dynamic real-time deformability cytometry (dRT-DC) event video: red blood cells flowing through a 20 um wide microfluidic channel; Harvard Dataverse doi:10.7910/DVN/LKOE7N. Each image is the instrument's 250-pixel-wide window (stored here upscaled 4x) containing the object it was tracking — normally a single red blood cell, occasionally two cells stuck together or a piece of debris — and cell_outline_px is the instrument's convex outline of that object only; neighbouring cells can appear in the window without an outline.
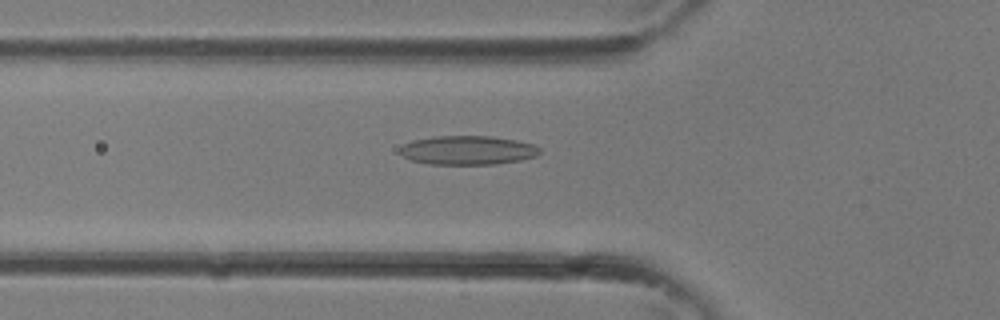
{"species": "common noctule bat (a hibernating species)", "species_latin": "Nyctalus noctula", "temperature_condition": "room temperature", "stored_images_in_passage": 34, "camera_frame_rate_fps": 3000, "um_per_image_px": 0.085, "animal": {"sex": "female"}, "frame": {"image": 1, "passage_image": 12, "time_ms": 3.667, "image_size_px": [1000, 320], "cell_outline_px": [[540, 152], [536, 156], [520, 160], [496, 164], [428, 164], [412, 160], [404, 156], [400, 152], [400, 148], [404, 144], [412, 140], [436, 136], [492, 136], [516, 140], [532, 144], [540, 148]], "centroid_in_image_um": [39.76, 12.76], "position_along_channel_um": 86.0, "area_um2": 23.52}}
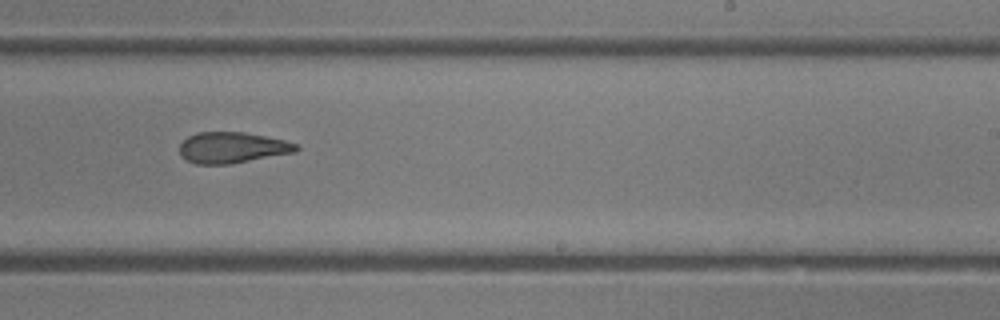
{"frame": {"image": 2, "passage_image": 21, "time_ms": 6.667, "image_size_px": [1000, 320], "cell_outline_px": [[300, 148], [296, 152], [228, 164], [196, 164], [180, 156], [180, 144], [188, 136], [196, 132], [244, 132], [284, 140], [296, 144]], "centroid_in_image_um": [19.72, 12.54], "position_along_channel_um": 269.3, "area_um2": 20.92}}
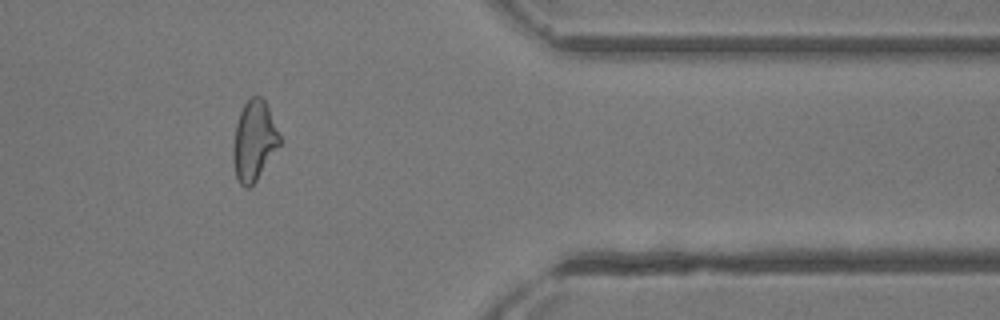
{"frame": {"image": 3, "passage_image": 28, "time_ms": 9.0, "image_size_px": [1000, 320], "cell_outline_px": [[280, 144], [256, 180], [248, 188], [244, 188], [240, 184], [236, 176], [232, 160], [232, 148], [236, 124], [240, 112], [244, 104], [252, 96], [260, 96], [264, 100], [268, 108], [280, 136]], "centroid_in_image_um": [21.56, 11.98], "position_along_channel_um": 389.8, "area_um2": 21.39}}